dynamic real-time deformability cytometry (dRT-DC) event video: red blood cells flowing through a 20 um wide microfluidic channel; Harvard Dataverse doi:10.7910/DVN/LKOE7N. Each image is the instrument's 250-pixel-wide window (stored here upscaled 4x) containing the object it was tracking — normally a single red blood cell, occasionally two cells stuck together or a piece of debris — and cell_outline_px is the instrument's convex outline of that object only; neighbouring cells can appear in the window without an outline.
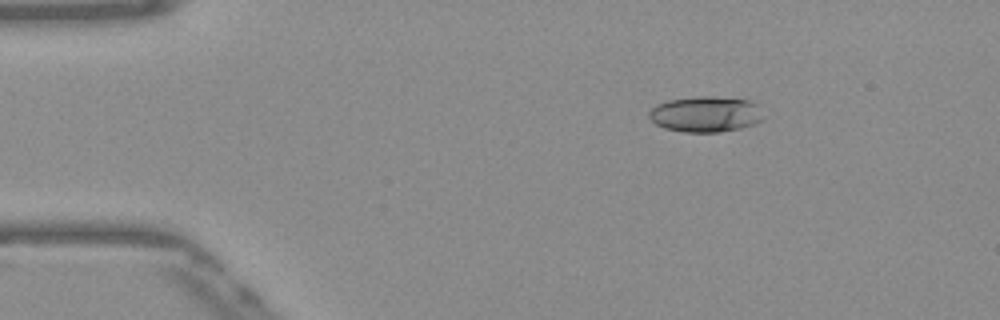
{"species": "Egyptian fruit bat (a non-hibernating species)", "species_latin": "Rousettus aegyptiacus", "temperature_condition": "warm", "stored_images_in_passage": 46, "camera_frame_rate_fps": 3000, "um_per_image_px": 0.085, "frame": {"image": 1, "passage_image": 2, "time_ms": 0.333, "image_size_px": [1000, 320], "cell_outline_px": [[764, 120], [756, 124], [740, 128], [720, 132], [684, 132], [664, 128], [656, 124], [648, 116], [648, 112], [656, 104], [668, 100], [696, 96], [712, 96], [748, 100], [756, 104], [764, 116]], "centroid_in_image_um": [59.98, 9.71], "position_along_channel_um": 25.0, "area_um2": 23.99}}
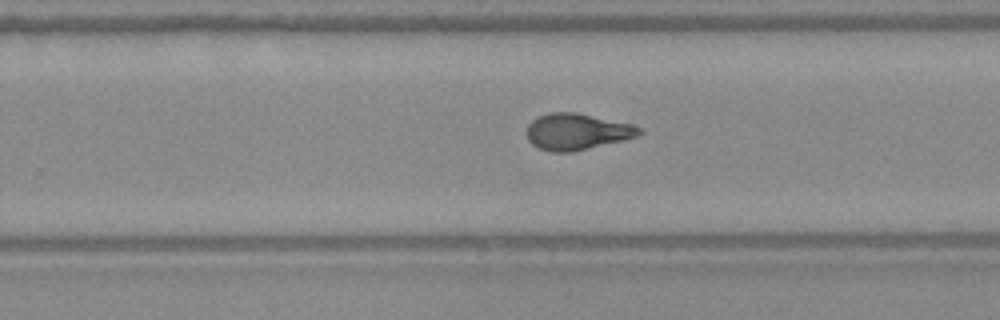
{"frame": {"image": 2, "passage_image": 27, "time_ms": 8.667, "image_size_px": [1000, 320], "cell_outline_px": [[644, 132], [636, 136], [624, 140], [572, 152], [552, 152], [540, 148], [532, 144], [528, 140], [524, 132], [528, 124], [536, 116], [548, 112], [576, 112], [632, 124], [640, 128]], "centroid_in_image_um": [48.99, 11.18], "position_along_channel_um": 280.8, "area_um2": 24.04}}
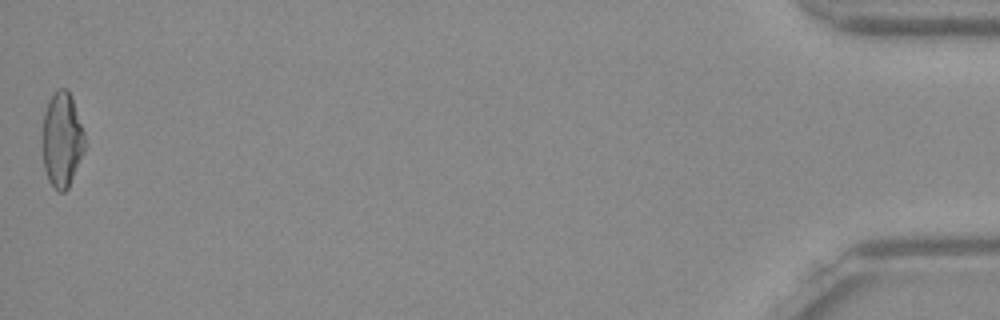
{"frame": {"image": 3, "passage_image": 46, "time_ms": 15.0, "image_size_px": [1000, 320], "cell_outline_px": [[84, 152], [68, 188], [64, 192], [60, 192], [48, 180], [44, 168], [44, 112], [48, 100], [52, 92], [56, 88], [68, 88], [72, 96], [84, 132]], "centroid_in_image_um": [5.28, 11.82], "position_along_channel_um": 429.9, "area_um2": 23.24}, "authors_computed_cell_mechanics": {"area_um2": 23.5246, "velocity_mm_per_s": 3.886, "shape_relaxation_time_tau1_ms": 6.4451, "shape_relaxation_time_tau2_ms": 2.1342, "deformation_change_tau1": 0.1885, "deformation_change_tau2": 0.094}}